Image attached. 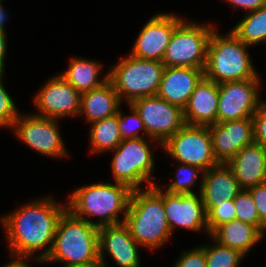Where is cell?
Here are the masks:
<instances>
[{
    "instance_id": "obj_1",
    "label": "cell",
    "mask_w": 266,
    "mask_h": 267,
    "mask_svg": "<svg viewBox=\"0 0 266 267\" xmlns=\"http://www.w3.org/2000/svg\"><path fill=\"white\" fill-rule=\"evenodd\" d=\"M56 201L51 195L40 197L0 217L9 253L43 259L48 256L59 218L67 209V201Z\"/></svg>"
},
{
    "instance_id": "obj_2",
    "label": "cell",
    "mask_w": 266,
    "mask_h": 267,
    "mask_svg": "<svg viewBox=\"0 0 266 267\" xmlns=\"http://www.w3.org/2000/svg\"><path fill=\"white\" fill-rule=\"evenodd\" d=\"M131 192L127 185L118 182L82 185L69 194L67 209L98 228L123 223ZM92 217H99L98 221L92 220Z\"/></svg>"
},
{
    "instance_id": "obj_3",
    "label": "cell",
    "mask_w": 266,
    "mask_h": 267,
    "mask_svg": "<svg viewBox=\"0 0 266 267\" xmlns=\"http://www.w3.org/2000/svg\"><path fill=\"white\" fill-rule=\"evenodd\" d=\"M124 223L144 249L159 250L172 233L163 204V187L157 185L132 190Z\"/></svg>"
},
{
    "instance_id": "obj_4",
    "label": "cell",
    "mask_w": 266,
    "mask_h": 267,
    "mask_svg": "<svg viewBox=\"0 0 266 267\" xmlns=\"http://www.w3.org/2000/svg\"><path fill=\"white\" fill-rule=\"evenodd\" d=\"M217 26L213 29L207 49L204 77L221 84L258 78L248 48L232 31L220 34Z\"/></svg>"
},
{
    "instance_id": "obj_5",
    "label": "cell",
    "mask_w": 266,
    "mask_h": 267,
    "mask_svg": "<svg viewBox=\"0 0 266 267\" xmlns=\"http://www.w3.org/2000/svg\"><path fill=\"white\" fill-rule=\"evenodd\" d=\"M44 261L63 265L100 262L98 227L66 209L59 218L52 249Z\"/></svg>"
},
{
    "instance_id": "obj_6",
    "label": "cell",
    "mask_w": 266,
    "mask_h": 267,
    "mask_svg": "<svg viewBox=\"0 0 266 267\" xmlns=\"http://www.w3.org/2000/svg\"><path fill=\"white\" fill-rule=\"evenodd\" d=\"M153 143H156L158 148L162 147L154 139L135 138L122 140L114 150L110 151L113 153L110 167L114 182L125 184L131 190L155 185L156 176L152 175L155 172L153 169L156 159L151 147Z\"/></svg>"
},
{
    "instance_id": "obj_7",
    "label": "cell",
    "mask_w": 266,
    "mask_h": 267,
    "mask_svg": "<svg viewBox=\"0 0 266 267\" xmlns=\"http://www.w3.org/2000/svg\"><path fill=\"white\" fill-rule=\"evenodd\" d=\"M110 67L109 81L121 102L125 100L126 104L141 97L157 95L165 69L163 62L143 60L129 54Z\"/></svg>"
},
{
    "instance_id": "obj_8",
    "label": "cell",
    "mask_w": 266,
    "mask_h": 267,
    "mask_svg": "<svg viewBox=\"0 0 266 267\" xmlns=\"http://www.w3.org/2000/svg\"><path fill=\"white\" fill-rule=\"evenodd\" d=\"M188 20L174 30L162 59L165 67L205 68L209 39L217 24Z\"/></svg>"
},
{
    "instance_id": "obj_9",
    "label": "cell",
    "mask_w": 266,
    "mask_h": 267,
    "mask_svg": "<svg viewBox=\"0 0 266 267\" xmlns=\"http://www.w3.org/2000/svg\"><path fill=\"white\" fill-rule=\"evenodd\" d=\"M160 149L164 150L175 164H188L204 172L219 164L213 154L208 126L185 124Z\"/></svg>"
},
{
    "instance_id": "obj_10",
    "label": "cell",
    "mask_w": 266,
    "mask_h": 267,
    "mask_svg": "<svg viewBox=\"0 0 266 267\" xmlns=\"http://www.w3.org/2000/svg\"><path fill=\"white\" fill-rule=\"evenodd\" d=\"M22 113L11 128L17 139L43 156L59 159L70 156L60 133L58 119Z\"/></svg>"
},
{
    "instance_id": "obj_11",
    "label": "cell",
    "mask_w": 266,
    "mask_h": 267,
    "mask_svg": "<svg viewBox=\"0 0 266 267\" xmlns=\"http://www.w3.org/2000/svg\"><path fill=\"white\" fill-rule=\"evenodd\" d=\"M130 104L142 119L147 138L161 145L185 125L183 109L158 95L141 97Z\"/></svg>"
},
{
    "instance_id": "obj_12",
    "label": "cell",
    "mask_w": 266,
    "mask_h": 267,
    "mask_svg": "<svg viewBox=\"0 0 266 267\" xmlns=\"http://www.w3.org/2000/svg\"><path fill=\"white\" fill-rule=\"evenodd\" d=\"M261 79L259 76L219 84L217 123L252 118L263 100L260 99Z\"/></svg>"
},
{
    "instance_id": "obj_13",
    "label": "cell",
    "mask_w": 266,
    "mask_h": 267,
    "mask_svg": "<svg viewBox=\"0 0 266 267\" xmlns=\"http://www.w3.org/2000/svg\"><path fill=\"white\" fill-rule=\"evenodd\" d=\"M39 89L33 98L37 110L33 114L58 120L79 115L81 94L59 73Z\"/></svg>"
},
{
    "instance_id": "obj_14",
    "label": "cell",
    "mask_w": 266,
    "mask_h": 267,
    "mask_svg": "<svg viewBox=\"0 0 266 267\" xmlns=\"http://www.w3.org/2000/svg\"><path fill=\"white\" fill-rule=\"evenodd\" d=\"M184 19L179 14L169 12L151 16L137 35L129 55L162 62L174 30Z\"/></svg>"
},
{
    "instance_id": "obj_15",
    "label": "cell",
    "mask_w": 266,
    "mask_h": 267,
    "mask_svg": "<svg viewBox=\"0 0 266 267\" xmlns=\"http://www.w3.org/2000/svg\"><path fill=\"white\" fill-rule=\"evenodd\" d=\"M163 204L172 235L175 228L180 227L192 232L202 230L209 236L201 192L178 194L163 190Z\"/></svg>"
},
{
    "instance_id": "obj_16",
    "label": "cell",
    "mask_w": 266,
    "mask_h": 267,
    "mask_svg": "<svg viewBox=\"0 0 266 267\" xmlns=\"http://www.w3.org/2000/svg\"><path fill=\"white\" fill-rule=\"evenodd\" d=\"M98 234L99 260L103 267H108L107 256H110L118 267H141L138 251L141 246L131 236L124 222L99 227Z\"/></svg>"
},
{
    "instance_id": "obj_17",
    "label": "cell",
    "mask_w": 266,
    "mask_h": 267,
    "mask_svg": "<svg viewBox=\"0 0 266 267\" xmlns=\"http://www.w3.org/2000/svg\"><path fill=\"white\" fill-rule=\"evenodd\" d=\"M213 154L218 163L227 164L243 147L254 143V120L244 118L208 126Z\"/></svg>"
},
{
    "instance_id": "obj_18",
    "label": "cell",
    "mask_w": 266,
    "mask_h": 267,
    "mask_svg": "<svg viewBox=\"0 0 266 267\" xmlns=\"http://www.w3.org/2000/svg\"><path fill=\"white\" fill-rule=\"evenodd\" d=\"M203 77L204 68L165 67L157 95L183 109Z\"/></svg>"
},
{
    "instance_id": "obj_19",
    "label": "cell",
    "mask_w": 266,
    "mask_h": 267,
    "mask_svg": "<svg viewBox=\"0 0 266 267\" xmlns=\"http://www.w3.org/2000/svg\"><path fill=\"white\" fill-rule=\"evenodd\" d=\"M218 100L219 84L203 77L183 108L185 124L209 126L217 123Z\"/></svg>"
},
{
    "instance_id": "obj_20",
    "label": "cell",
    "mask_w": 266,
    "mask_h": 267,
    "mask_svg": "<svg viewBox=\"0 0 266 267\" xmlns=\"http://www.w3.org/2000/svg\"><path fill=\"white\" fill-rule=\"evenodd\" d=\"M242 190L232 169L219 163L204 172L201 195L206 214L218 203L233 200Z\"/></svg>"
},
{
    "instance_id": "obj_21",
    "label": "cell",
    "mask_w": 266,
    "mask_h": 267,
    "mask_svg": "<svg viewBox=\"0 0 266 267\" xmlns=\"http://www.w3.org/2000/svg\"><path fill=\"white\" fill-rule=\"evenodd\" d=\"M227 165L242 189L266 182V148L260 144L243 147Z\"/></svg>"
},
{
    "instance_id": "obj_22",
    "label": "cell",
    "mask_w": 266,
    "mask_h": 267,
    "mask_svg": "<svg viewBox=\"0 0 266 267\" xmlns=\"http://www.w3.org/2000/svg\"><path fill=\"white\" fill-rule=\"evenodd\" d=\"M113 84L107 81L102 86L81 94L79 117L92 124L118 113L122 105Z\"/></svg>"
},
{
    "instance_id": "obj_23",
    "label": "cell",
    "mask_w": 266,
    "mask_h": 267,
    "mask_svg": "<svg viewBox=\"0 0 266 267\" xmlns=\"http://www.w3.org/2000/svg\"><path fill=\"white\" fill-rule=\"evenodd\" d=\"M210 236L221 245L236 249L247 256L255 245L261 243L265 235L256 226L236 219L222 224Z\"/></svg>"
},
{
    "instance_id": "obj_24",
    "label": "cell",
    "mask_w": 266,
    "mask_h": 267,
    "mask_svg": "<svg viewBox=\"0 0 266 267\" xmlns=\"http://www.w3.org/2000/svg\"><path fill=\"white\" fill-rule=\"evenodd\" d=\"M103 64L97 60L72 57L68 67L59 74L80 94L96 89L109 81V72L101 77Z\"/></svg>"
},
{
    "instance_id": "obj_25",
    "label": "cell",
    "mask_w": 266,
    "mask_h": 267,
    "mask_svg": "<svg viewBox=\"0 0 266 267\" xmlns=\"http://www.w3.org/2000/svg\"><path fill=\"white\" fill-rule=\"evenodd\" d=\"M89 143L90 153H107L114 150L121 142L118 126V114L90 124Z\"/></svg>"
},
{
    "instance_id": "obj_26",
    "label": "cell",
    "mask_w": 266,
    "mask_h": 267,
    "mask_svg": "<svg viewBox=\"0 0 266 267\" xmlns=\"http://www.w3.org/2000/svg\"><path fill=\"white\" fill-rule=\"evenodd\" d=\"M231 31L249 46L266 43V5L245 13Z\"/></svg>"
},
{
    "instance_id": "obj_27",
    "label": "cell",
    "mask_w": 266,
    "mask_h": 267,
    "mask_svg": "<svg viewBox=\"0 0 266 267\" xmlns=\"http://www.w3.org/2000/svg\"><path fill=\"white\" fill-rule=\"evenodd\" d=\"M178 165L176 164L177 169L174 173L176 177L174 176L173 181L168 182L167 187L163 186L165 188L163 190L178 194L196 193L192 189L196 184L198 193L201 192L204 171L188 164L178 163ZM197 180H199L198 183Z\"/></svg>"
},
{
    "instance_id": "obj_28",
    "label": "cell",
    "mask_w": 266,
    "mask_h": 267,
    "mask_svg": "<svg viewBox=\"0 0 266 267\" xmlns=\"http://www.w3.org/2000/svg\"><path fill=\"white\" fill-rule=\"evenodd\" d=\"M213 241L206 245H200L205 251L207 267H239L245 255L240 251L221 245L216 242L210 235L208 236Z\"/></svg>"
},
{
    "instance_id": "obj_29",
    "label": "cell",
    "mask_w": 266,
    "mask_h": 267,
    "mask_svg": "<svg viewBox=\"0 0 266 267\" xmlns=\"http://www.w3.org/2000/svg\"><path fill=\"white\" fill-rule=\"evenodd\" d=\"M236 219L256 226L264 235L266 226L261 222L257 208L248 189H242L234 198Z\"/></svg>"
},
{
    "instance_id": "obj_30",
    "label": "cell",
    "mask_w": 266,
    "mask_h": 267,
    "mask_svg": "<svg viewBox=\"0 0 266 267\" xmlns=\"http://www.w3.org/2000/svg\"><path fill=\"white\" fill-rule=\"evenodd\" d=\"M129 108V114L124 115L121 107L118 109V126L121 133L122 140L135 139V138H147L146 130L144 128L142 119L137 111L131 104H127ZM143 132V134H142Z\"/></svg>"
},
{
    "instance_id": "obj_31",
    "label": "cell",
    "mask_w": 266,
    "mask_h": 267,
    "mask_svg": "<svg viewBox=\"0 0 266 267\" xmlns=\"http://www.w3.org/2000/svg\"><path fill=\"white\" fill-rule=\"evenodd\" d=\"M4 74L0 73V129L12 128L20 114L12 96L4 85Z\"/></svg>"
},
{
    "instance_id": "obj_32",
    "label": "cell",
    "mask_w": 266,
    "mask_h": 267,
    "mask_svg": "<svg viewBox=\"0 0 266 267\" xmlns=\"http://www.w3.org/2000/svg\"><path fill=\"white\" fill-rule=\"evenodd\" d=\"M236 220L234 199L218 203L207 213V226L209 235L224 223Z\"/></svg>"
},
{
    "instance_id": "obj_33",
    "label": "cell",
    "mask_w": 266,
    "mask_h": 267,
    "mask_svg": "<svg viewBox=\"0 0 266 267\" xmlns=\"http://www.w3.org/2000/svg\"><path fill=\"white\" fill-rule=\"evenodd\" d=\"M173 267H207L205 251L201 246L183 250Z\"/></svg>"
},
{
    "instance_id": "obj_34",
    "label": "cell",
    "mask_w": 266,
    "mask_h": 267,
    "mask_svg": "<svg viewBox=\"0 0 266 267\" xmlns=\"http://www.w3.org/2000/svg\"><path fill=\"white\" fill-rule=\"evenodd\" d=\"M254 120V142L266 148V100H262L255 114Z\"/></svg>"
},
{
    "instance_id": "obj_35",
    "label": "cell",
    "mask_w": 266,
    "mask_h": 267,
    "mask_svg": "<svg viewBox=\"0 0 266 267\" xmlns=\"http://www.w3.org/2000/svg\"><path fill=\"white\" fill-rule=\"evenodd\" d=\"M261 222L266 226V182L248 188Z\"/></svg>"
},
{
    "instance_id": "obj_36",
    "label": "cell",
    "mask_w": 266,
    "mask_h": 267,
    "mask_svg": "<svg viewBox=\"0 0 266 267\" xmlns=\"http://www.w3.org/2000/svg\"><path fill=\"white\" fill-rule=\"evenodd\" d=\"M233 9H242L245 13L255 11L266 5V0H225Z\"/></svg>"
},
{
    "instance_id": "obj_37",
    "label": "cell",
    "mask_w": 266,
    "mask_h": 267,
    "mask_svg": "<svg viewBox=\"0 0 266 267\" xmlns=\"http://www.w3.org/2000/svg\"><path fill=\"white\" fill-rule=\"evenodd\" d=\"M12 259L9 260L5 265L2 267H32L29 262H39L40 264L45 263L43 258L35 257V256H30V255H17V254H12L10 253ZM35 259V260H34ZM30 260V261H29Z\"/></svg>"
},
{
    "instance_id": "obj_38",
    "label": "cell",
    "mask_w": 266,
    "mask_h": 267,
    "mask_svg": "<svg viewBox=\"0 0 266 267\" xmlns=\"http://www.w3.org/2000/svg\"><path fill=\"white\" fill-rule=\"evenodd\" d=\"M7 34L4 31H0V73L5 74V61L7 57Z\"/></svg>"
},
{
    "instance_id": "obj_39",
    "label": "cell",
    "mask_w": 266,
    "mask_h": 267,
    "mask_svg": "<svg viewBox=\"0 0 266 267\" xmlns=\"http://www.w3.org/2000/svg\"><path fill=\"white\" fill-rule=\"evenodd\" d=\"M6 8H4V5H3V3L2 4H0V31H4V32H6L5 30V25L4 24H6L5 22H8V21H6V20H8V13H7V11L5 10Z\"/></svg>"
},
{
    "instance_id": "obj_40",
    "label": "cell",
    "mask_w": 266,
    "mask_h": 267,
    "mask_svg": "<svg viewBox=\"0 0 266 267\" xmlns=\"http://www.w3.org/2000/svg\"><path fill=\"white\" fill-rule=\"evenodd\" d=\"M62 267H103V266L101 262H90L84 264L63 265Z\"/></svg>"
}]
</instances>
